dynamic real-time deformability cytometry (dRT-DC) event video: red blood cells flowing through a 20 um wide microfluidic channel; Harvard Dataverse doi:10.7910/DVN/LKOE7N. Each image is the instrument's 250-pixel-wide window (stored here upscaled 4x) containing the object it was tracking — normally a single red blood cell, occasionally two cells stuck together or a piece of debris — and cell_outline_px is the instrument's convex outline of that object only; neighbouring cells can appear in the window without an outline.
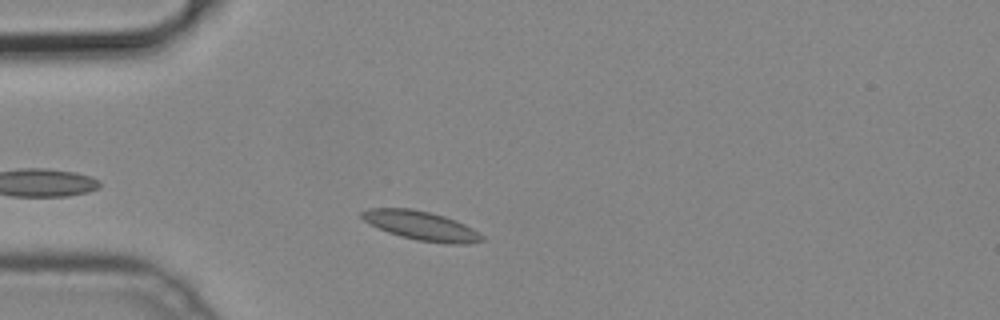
{"species": "common noctule bat (a hibernating species)", "species_latin": "Nyctalus noctula", "temperature_condition": "cold", "stored_images_in_passage": 33, "camera_frame_rate_fps": 3000, "um_per_image_px": 0.085, "animal": {"sex": "male", "body_mass_g": 19.2, "forearm_length_mm": 51.8}, "frame": {"image": 1, "passage_image": 2, "time_ms": 0.333, "image_size_px": [1000, 320], "cell_outline_px": [[484, 240], [464, 244], [448, 244], [416, 240], [400, 236], [388, 232], [364, 220], [360, 216], [360, 212], [368, 208], [412, 208], [432, 212], [456, 220], [472, 228], [484, 236]], "centroid_in_image_um": [35.81, 19.17], "position_along_channel_um": 49.2, "area_um2": 20.35}}
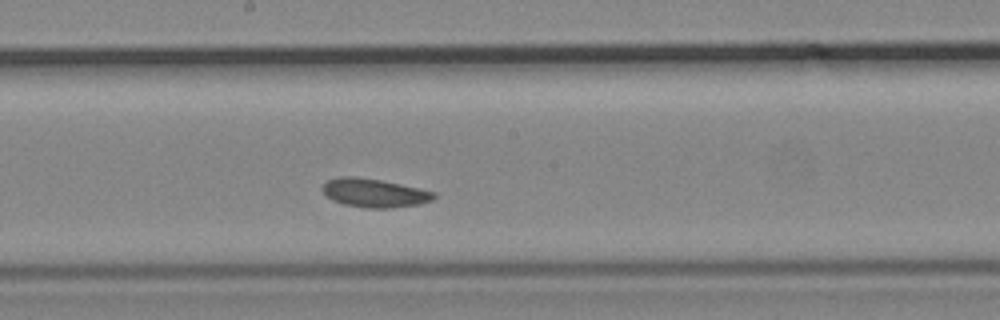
{"frame": {"image": 2, "passage_image": 16, "time_ms": 5.0, "image_size_px": [1000, 320], "cell_outline_px": [[436, 196], [432, 200], [420, 204], [392, 208], [368, 208], [344, 204], [332, 200], [320, 188], [328, 180], [336, 176], [352, 176], [380, 180], [400, 184], [436, 192]], "centroid_in_image_um": [31.81, 16.4], "position_along_channel_um": 216.4, "area_um2": 18.55}}
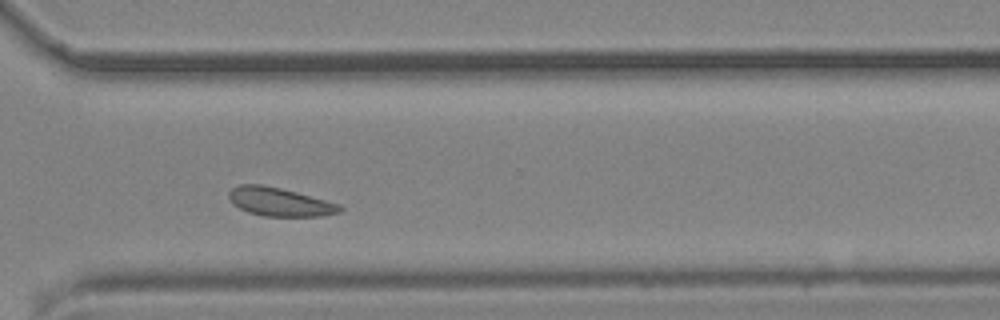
{"frame": {"image": 3, "passage_image": 26, "time_ms": 8.333, "image_size_px": [1000, 320], "cell_outline_px": [[344, 208], [340, 212], [320, 216], [264, 216], [248, 212], [232, 204], [228, 200], [228, 192], [232, 188], [240, 184], [260, 184], [280, 188], [296, 192], [340, 204]], "centroid_in_image_um": [23.74, 17.16], "position_along_channel_um": 346.9, "area_um2": 18.44}}